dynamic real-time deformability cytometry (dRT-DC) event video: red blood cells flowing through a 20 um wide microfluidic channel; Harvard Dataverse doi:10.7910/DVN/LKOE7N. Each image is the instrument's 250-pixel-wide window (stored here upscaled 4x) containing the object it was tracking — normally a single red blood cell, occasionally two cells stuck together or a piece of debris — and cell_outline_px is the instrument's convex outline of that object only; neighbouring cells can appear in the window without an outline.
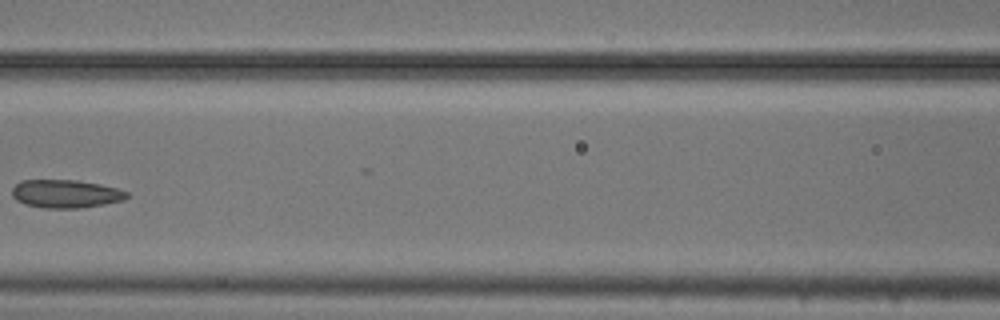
{"species": "common noctule bat (a hibernating species)", "species_latin": "Nyctalus noctula", "temperature_condition": "cold", "stored_images_in_passage": 8, "camera_frame_rate_fps": 3000, "um_per_image_px": 0.085, "animal": {"sex": "male", "body_mass_g": 20.5, "forearm_length_mm": 52.5}, "frame": {"image": 1, "passage_image": 6, "time_ms": 1.667, "image_size_px": [1000, 320], "cell_outline_px": [[132, 196], [124, 200], [104, 204], [80, 208], [44, 208], [24, 204], [16, 200], [12, 196], [12, 188], [20, 180], [76, 180], [100, 184], [116, 188], [128, 192]], "centroid_in_image_um": [5.59, 16.47], "position_along_channel_um": 161.0, "area_um2": 19.02}}
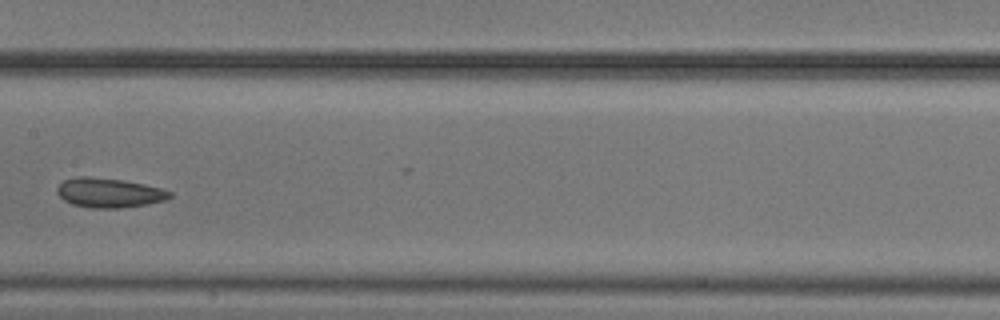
{"frame": {"image": 2, "passage_image": 7, "time_ms": 2.0, "image_size_px": [1000, 320], "cell_outline_px": [[172, 196], [164, 200], [144, 204], [120, 208], [88, 208], [72, 204], [64, 200], [56, 192], [56, 188], [64, 180], [80, 176], [88, 176], [124, 180], [144, 184], [160, 188], [172, 192]], "centroid_in_image_um": [9.24, 16.38], "position_along_channel_um": 198.2, "area_um2": 19.31}}